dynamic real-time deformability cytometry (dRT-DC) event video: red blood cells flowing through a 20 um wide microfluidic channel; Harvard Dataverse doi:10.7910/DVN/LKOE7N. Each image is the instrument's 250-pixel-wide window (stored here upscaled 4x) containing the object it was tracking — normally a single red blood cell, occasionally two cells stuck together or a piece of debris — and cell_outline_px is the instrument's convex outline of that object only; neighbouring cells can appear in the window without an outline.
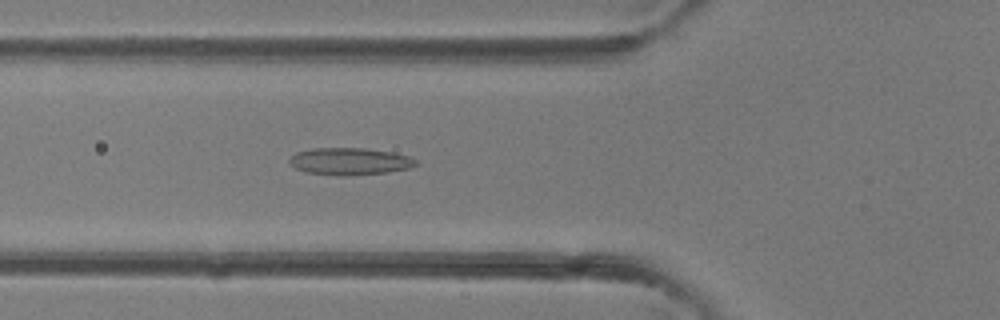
{"species": "common noctule bat (a hibernating species)", "species_latin": "Nyctalus noctula", "temperature_condition": "room temperature", "stored_images_in_passage": 42, "camera_frame_rate_fps": 3000, "um_per_image_px": 0.085, "animal": {"sex": "female"}, "frame": {"image": 1, "passage_image": 14, "time_ms": 4.333, "image_size_px": [1000, 320], "cell_outline_px": [[420, 164], [412, 168], [388, 172], [344, 176], [340, 176], [304, 172], [288, 164], [288, 160], [296, 152], [312, 148], [364, 148], [392, 152], [408, 156], [416, 160]], "centroid_in_image_um": [29.73, 13.72], "position_along_channel_um": 96.1, "area_um2": 20.23}}
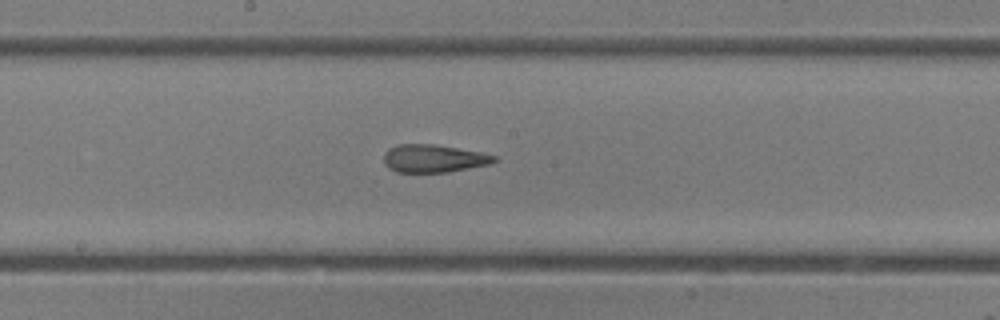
{"frame": {"image": 2, "passage_image": 21, "time_ms": 6.667, "image_size_px": [1000, 320], "cell_outline_px": [[500, 160], [492, 164], [448, 172], [396, 172], [388, 168], [384, 164], [384, 152], [388, 148], [396, 144], [432, 144], [480, 152], [496, 156]], "centroid_in_image_um": [36.86, 13.47], "position_along_channel_um": 211.3, "area_um2": 18.09}}
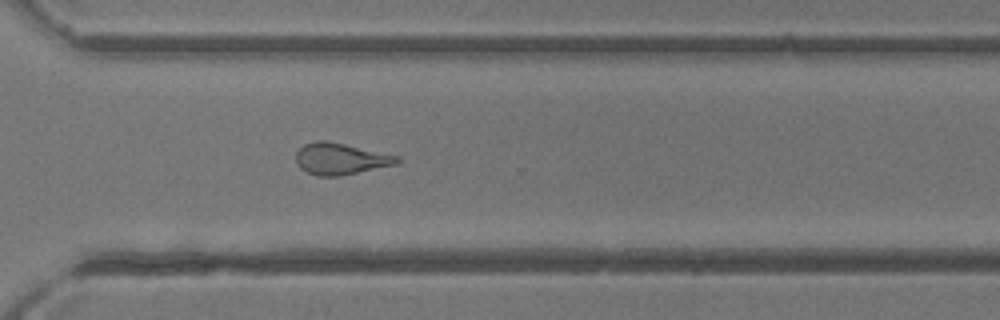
{"frame": {"image": 3, "passage_image": 29, "time_ms": 9.333, "image_size_px": [1000, 320], "cell_outline_px": [[400, 160], [396, 164], [340, 176], [316, 176], [300, 168], [296, 164], [296, 152], [304, 144], [316, 140], [328, 140], [400, 156]], "centroid_in_image_um": [28.92, 13.49], "position_along_channel_um": 341.7, "area_um2": 18.67}}